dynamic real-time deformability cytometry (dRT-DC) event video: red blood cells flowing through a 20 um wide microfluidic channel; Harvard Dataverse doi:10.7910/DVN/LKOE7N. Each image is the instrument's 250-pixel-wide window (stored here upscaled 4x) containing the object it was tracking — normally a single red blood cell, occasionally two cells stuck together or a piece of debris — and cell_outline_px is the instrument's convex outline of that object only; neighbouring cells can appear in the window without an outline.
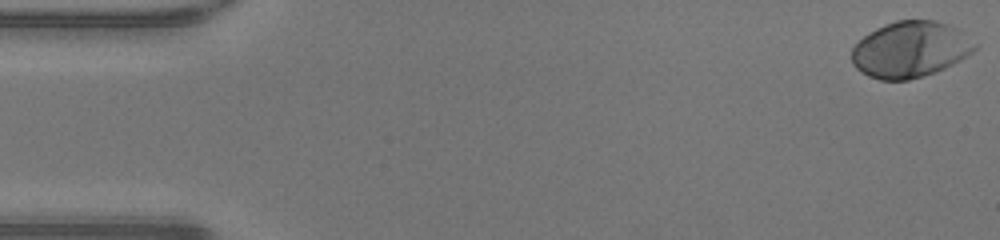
{"species": "human", "species_latin": "Homo sapiens", "temperature_condition": "warm", "stored_images_in_passage": 48, "camera_frame_rate_fps": 3000, "um_per_image_px": 0.085, "donor": {"sex": "male"}, "frame": {"image": 1, "passage_image": 1, "time_ms": 0.0, "image_size_px": [1000, 240], "cell_outline_px": [[976, 48], [972, 52], [960, 60], [936, 72], [908, 80], [880, 80], [868, 76], [860, 72], [852, 64], [852, 48], [864, 36], [876, 28], [884, 24], [896, 20], [936, 20], [948, 24], [956, 28], [976, 44]], "centroid_in_image_um": [77.34, 4.21], "position_along_channel_um": 7.7, "area_um2": 40.06}}
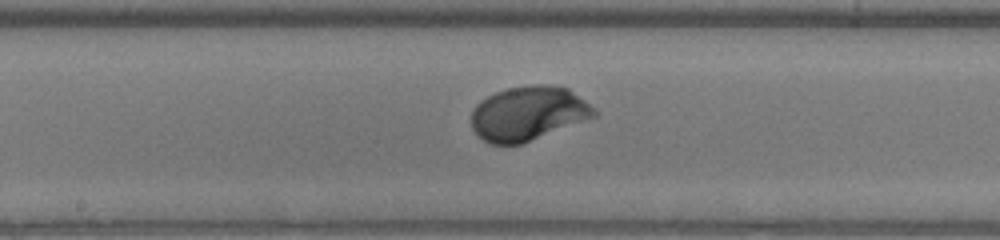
{"frame": {"image": 2, "passage_image": 25, "time_ms": 8.0, "image_size_px": [1000, 240], "cell_outline_px": [[600, 112], [596, 116], [524, 144], [492, 144], [484, 140], [472, 128], [472, 108], [480, 100], [496, 92], [508, 88], [536, 84], [544, 84], [568, 88]], "centroid_in_image_um": [44.91, 9.64], "position_along_channel_um": 203.3, "area_um2": 38.84}}
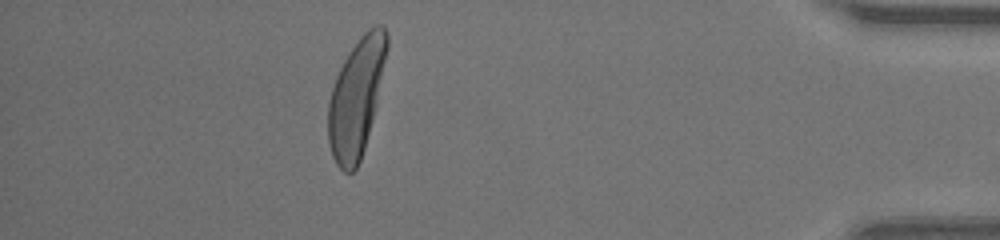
{"frame": {"image": 3, "passage_image": 43, "time_ms": 14.0, "image_size_px": [1000, 240], "cell_outline_px": [[388, 48], [376, 108], [364, 148], [360, 160], [356, 168], [352, 172], [344, 172], [336, 164], [332, 156], [328, 144], [328, 100], [336, 76], [348, 52], [360, 36], [368, 28], [376, 24], [384, 24], [388, 32]], "centroid_in_image_um": [30.29, 8.26], "position_along_channel_um": 404.9, "area_um2": 40.58}, "authors_computed_cell_mechanics": {"area_um2": 38.0324, "velocity_mm_per_s": 4.2782, "shape_relaxation_time_tau1_ms": 1.6626, "shape_relaxation_time_tau2_ms": null, "deformation_change_tau1": 0.1544, "deformation_change_tau2": null}}